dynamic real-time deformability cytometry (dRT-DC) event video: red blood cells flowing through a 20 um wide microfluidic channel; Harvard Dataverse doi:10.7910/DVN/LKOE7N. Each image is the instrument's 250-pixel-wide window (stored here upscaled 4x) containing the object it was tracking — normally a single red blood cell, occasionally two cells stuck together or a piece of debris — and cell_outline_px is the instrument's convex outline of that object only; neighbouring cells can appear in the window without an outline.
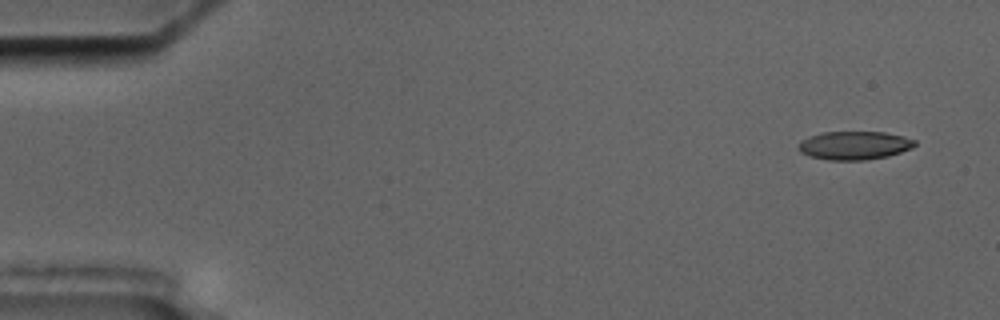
{"species": "common noctule bat (a hibernating species)", "species_latin": "Nyctalus noctula", "temperature_condition": "cold", "stored_images_in_passage": 5, "camera_frame_rate_fps": 3000, "um_per_image_px": 0.085, "animal": {"sex": "male", "body_mass_g": 17.5, "forearm_length_mm": 52.3}, "frame": {"image": 1, "passage_image": 1, "time_ms": 0.0, "image_size_px": [1000, 320], "cell_outline_px": [[916, 144], [912, 148], [888, 156], [868, 160], [828, 160], [808, 156], [800, 152], [800, 140], [808, 136], [820, 132], [884, 132], [904, 136], [916, 140]], "centroid_in_image_um": [72.62, 12.36], "position_along_channel_um": 12.4, "area_um2": 19.42}}
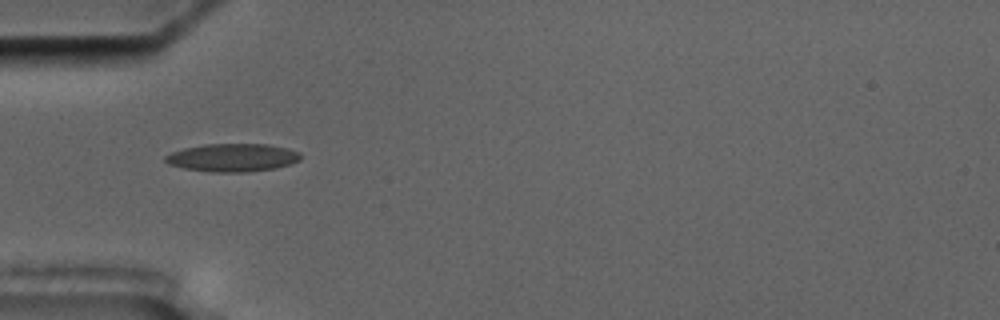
{"frame": {"image": 2, "passage_image": 4, "time_ms": 5.0, "image_size_px": [1000, 320], "cell_outline_px": [[300, 160], [292, 164], [276, 168], [244, 172], [212, 172], [184, 168], [168, 164], [164, 160], [164, 156], [172, 152], [184, 148], [204, 144], [268, 144], [288, 148], [300, 152]], "centroid_in_image_um": [19.78, 13.39], "position_along_channel_um": 65.2, "area_um2": 22.2}}